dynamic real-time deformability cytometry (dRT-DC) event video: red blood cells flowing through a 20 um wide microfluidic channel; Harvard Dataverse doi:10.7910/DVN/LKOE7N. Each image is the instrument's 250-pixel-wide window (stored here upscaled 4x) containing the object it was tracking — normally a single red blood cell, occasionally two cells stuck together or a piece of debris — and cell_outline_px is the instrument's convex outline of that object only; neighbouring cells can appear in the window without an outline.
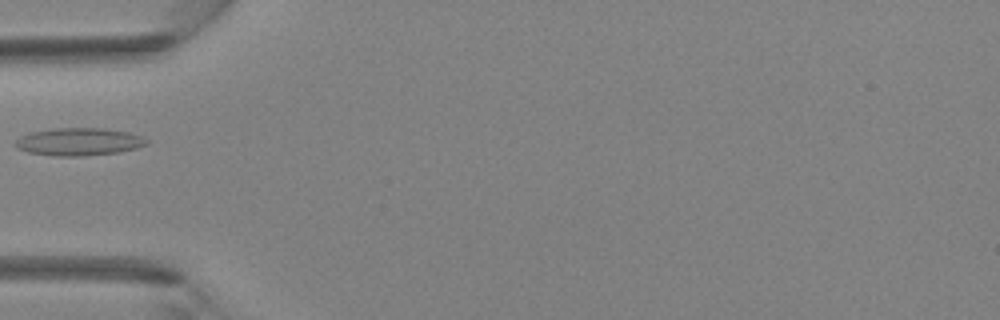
{"species": "Egyptian fruit bat (a non-hibernating species)", "species_latin": "Rousettus aegyptiacus", "temperature_condition": "room temperature", "stored_images_in_passage": 3, "camera_frame_rate_fps": 3000, "um_per_image_px": 0.085, "animal": {"sex": "female"}, "frame": {"image": 1, "passage_image": 3, "time_ms": 0.667, "image_size_px": [1000, 320], "cell_outline_px": [[148, 144], [136, 148], [120, 152], [80, 156], [56, 156], [28, 152], [16, 148], [16, 140], [20, 136], [32, 132], [52, 128], [104, 128], [128, 132], [140, 136], [148, 140]], "centroid_in_image_um": [6.71, 12.04], "position_along_channel_um": 78.3, "area_um2": 21.1}}